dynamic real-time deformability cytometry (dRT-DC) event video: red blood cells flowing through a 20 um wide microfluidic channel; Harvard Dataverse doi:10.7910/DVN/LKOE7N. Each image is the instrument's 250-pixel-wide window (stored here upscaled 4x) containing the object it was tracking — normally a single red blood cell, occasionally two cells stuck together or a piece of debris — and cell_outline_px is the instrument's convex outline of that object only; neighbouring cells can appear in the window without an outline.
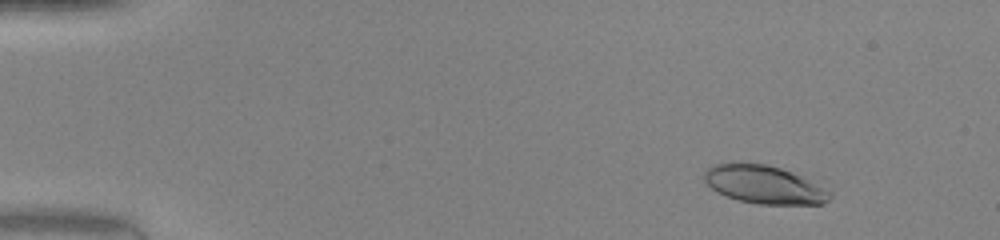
{"species": "human", "species_latin": "Homo sapiens", "temperature_condition": "warm", "stored_images_in_passage": 48, "camera_frame_rate_fps": 3000, "um_per_image_px": 0.085, "donor": {"sex": "female"}, "frame": {"image": 1, "passage_image": 5, "time_ms": 1.333, "image_size_px": [1000, 240], "cell_outline_px": [[832, 196], [824, 204], [756, 204], [740, 200], [716, 192], [704, 180], [704, 172], [712, 164], [740, 160], [764, 164], [824, 176], [832, 192]], "centroid_in_image_um": [65.19, 15.62], "position_along_channel_um": 19.8, "area_um2": 30.35}}
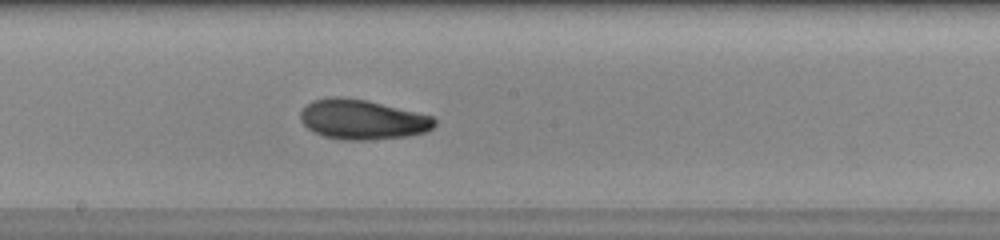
{"frame": {"image": 2, "passage_image": 27, "time_ms": 8.667, "image_size_px": [1000, 240], "cell_outline_px": [[436, 124], [432, 128], [424, 132], [408, 136], [368, 140], [348, 140], [324, 136], [308, 128], [300, 120], [300, 112], [312, 100], [328, 96], [336, 96], [368, 100], [432, 116], [436, 120]], "centroid_in_image_um": [30.79, 10.15], "position_along_channel_um": 217.4, "area_um2": 31.04}}
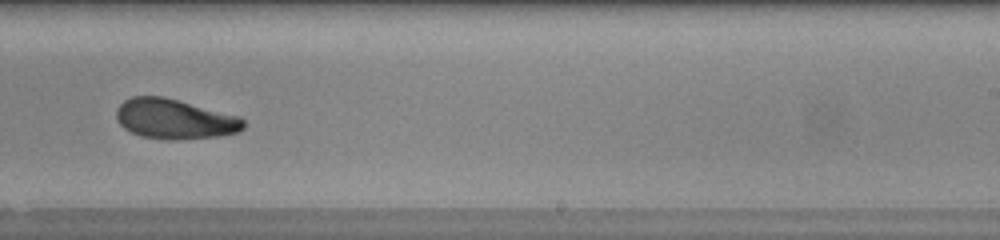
{"frame": {"image": 3, "passage_image": 31, "time_ms": 10.0, "image_size_px": [1000, 240], "cell_outline_px": [[244, 128], [240, 132], [216, 136], [176, 140], [168, 140], [140, 136], [124, 128], [116, 120], [116, 108], [124, 100], [132, 96], [164, 96], [240, 116], [244, 120]], "centroid_in_image_um": [14.83, 10.11], "position_along_channel_um": 274.2, "area_um2": 29.82}, "authors_computed_cell_mechanics": {"area_um2": 29.7381, "velocity_mm_per_s": 4.2649, "shape_relaxation_time_tau1_ms": 5.0013, "shape_relaxation_time_tau2_ms": 2.0532, "deformation_change_tau1": 0.1876, "deformation_change_tau2": 0.0687}}